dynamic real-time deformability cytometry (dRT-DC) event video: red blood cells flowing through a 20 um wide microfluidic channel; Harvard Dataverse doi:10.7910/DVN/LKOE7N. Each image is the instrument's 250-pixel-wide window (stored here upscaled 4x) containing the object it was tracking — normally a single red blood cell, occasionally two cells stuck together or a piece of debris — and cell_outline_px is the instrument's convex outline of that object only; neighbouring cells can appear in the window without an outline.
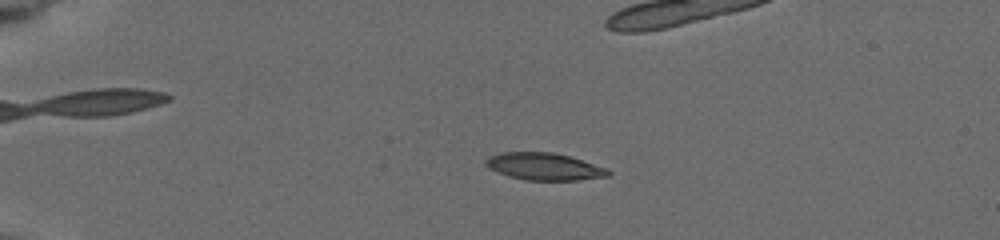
{"species": "common noctule bat (a hibernating species)", "species_latin": "Nyctalus noctula", "temperature_condition": "cold", "stored_images_in_passage": 40, "camera_frame_rate_fps": 3000, "um_per_image_px": 0.085, "animal": {"sex": "female", "body_mass_g": 19.5, "forearm_length_mm": 54.1}, "frame": {"image": 1, "passage_image": 16, "time_ms": 3.667, "image_size_px": [1000, 240], "cell_outline_px": [[612, 172], [608, 176], [576, 180], [524, 180], [508, 176], [496, 172], [488, 168], [484, 164], [484, 160], [492, 156], [504, 152], [552, 152], [568, 156], [608, 168]], "centroid_in_image_um": [46.24, 14.16], "position_along_channel_um": 38.8, "area_um2": 19.36}}
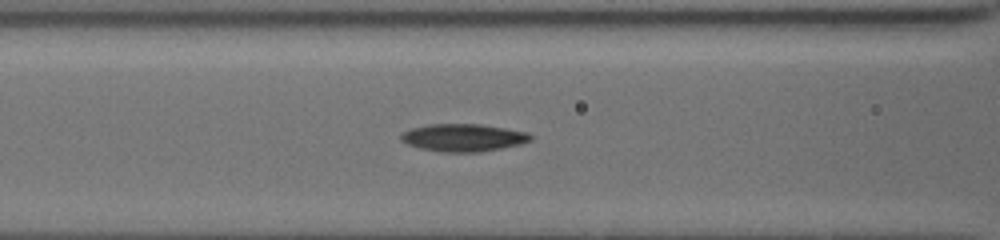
{"frame": {"image": 2, "passage_image": 33, "time_ms": 7.667, "image_size_px": [1000, 240], "cell_outline_px": [[532, 140], [524, 144], [480, 152], [440, 152], [420, 148], [408, 144], [400, 140], [400, 136], [404, 132], [412, 128], [428, 124], [480, 124], [528, 132], [532, 136]], "centroid_in_image_um": [39.41, 11.7], "position_along_channel_um": 127.2, "area_um2": 20.92}}
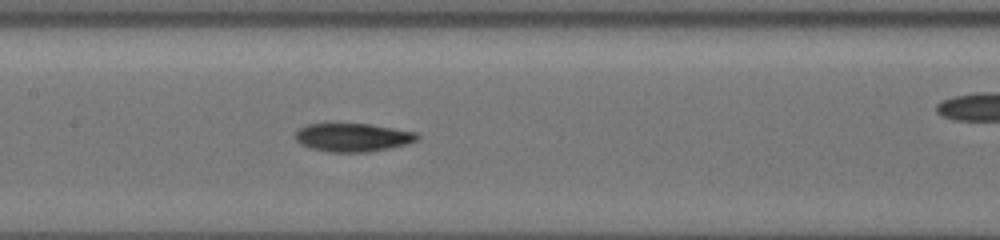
{"frame": {"image": 3, "passage_image": 39, "time_ms": 9.0, "image_size_px": [1000, 240], "cell_outline_px": [[420, 140], [408, 144], [368, 152], [328, 152], [308, 148], [300, 144], [292, 136], [300, 128], [308, 124], [372, 124], [416, 132], [420, 136]], "centroid_in_image_um": [29.99, 11.69], "position_along_channel_um": 177.4, "area_um2": 20.4}}